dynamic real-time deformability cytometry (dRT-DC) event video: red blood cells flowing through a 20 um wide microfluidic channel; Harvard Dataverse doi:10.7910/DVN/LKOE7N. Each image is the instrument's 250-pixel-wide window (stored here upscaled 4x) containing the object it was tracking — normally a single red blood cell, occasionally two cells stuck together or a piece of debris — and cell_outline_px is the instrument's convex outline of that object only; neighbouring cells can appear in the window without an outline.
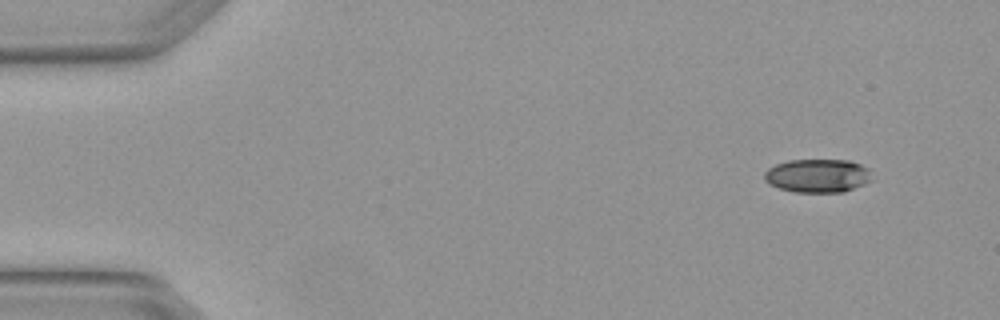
{"species": "Egyptian fruit bat (a non-hibernating species)", "species_latin": "Rousettus aegyptiacus", "temperature_condition": "warm", "stored_images_in_passage": 4, "camera_frame_rate_fps": 3000, "um_per_image_px": 0.085, "animal": {"sex": "female"}, "frame": {"image": 1, "passage_image": 1, "time_ms": 0.0, "image_size_px": [1000, 320], "cell_outline_px": [[872, 180], [864, 184], [844, 192], [796, 192], [780, 188], [768, 184], [764, 180], [764, 172], [768, 168], [776, 164], [788, 160], [848, 160], [860, 164], [868, 168]], "centroid_in_image_um": [69.48, 14.93], "position_along_channel_um": 15.5, "area_um2": 21.04}}
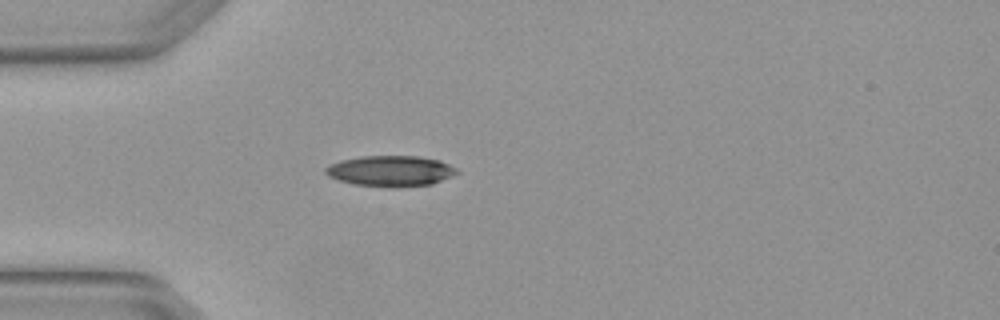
{"frame": {"image": 2, "passage_image": 4, "time_ms": 1.0, "image_size_px": [1000, 320], "cell_outline_px": [[460, 172], [452, 176], [432, 184], [392, 188], [352, 184], [328, 176], [324, 172], [324, 168], [328, 164], [340, 160], [360, 156], [420, 156], [440, 160], [456, 168]], "centroid_in_image_um": [33.18, 14.53], "position_along_channel_um": 51.8, "area_um2": 23.81}}